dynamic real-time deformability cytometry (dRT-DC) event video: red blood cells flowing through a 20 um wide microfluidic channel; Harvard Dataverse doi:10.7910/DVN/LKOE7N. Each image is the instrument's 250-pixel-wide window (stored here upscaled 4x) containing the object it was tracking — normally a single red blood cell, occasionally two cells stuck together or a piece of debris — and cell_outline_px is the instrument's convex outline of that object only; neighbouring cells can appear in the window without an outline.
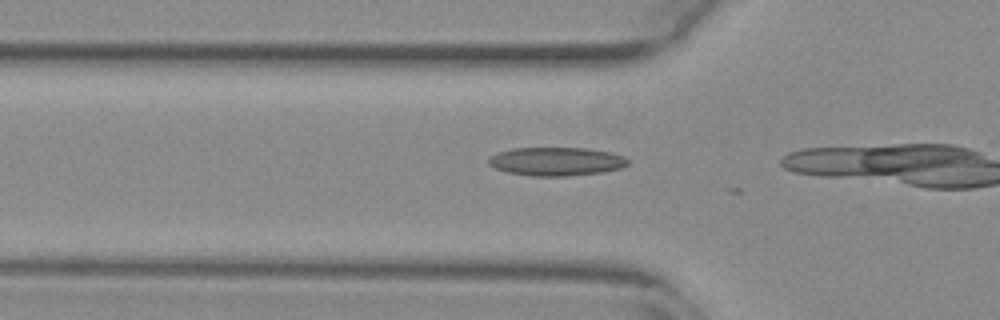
{"species": "common noctule bat (a hibernating species)", "species_latin": "Nyctalus noctula", "temperature_condition": "warm", "stored_images_in_passage": 16, "camera_frame_rate_fps": 3000, "um_per_image_px": 0.085, "animal": {"sex": "female", "body_mass_g": 29.2, "forearm_length_mm": 56.3}, "frame": {"image": 1, "passage_image": 15, "time_ms": 4.667, "image_size_px": [1000, 320], "cell_outline_px": [[628, 164], [620, 168], [600, 172], [564, 176], [532, 176], [508, 172], [496, 168], [488, 164], [488, 160], [496, 152], [512, 148], [588, 148], [612, 152], [624, 156], [628, 160]], "centroid_in_image_um": [47.28, 13.71], "position_along_channel_um": 78.5, "area_um2": 23.06}}